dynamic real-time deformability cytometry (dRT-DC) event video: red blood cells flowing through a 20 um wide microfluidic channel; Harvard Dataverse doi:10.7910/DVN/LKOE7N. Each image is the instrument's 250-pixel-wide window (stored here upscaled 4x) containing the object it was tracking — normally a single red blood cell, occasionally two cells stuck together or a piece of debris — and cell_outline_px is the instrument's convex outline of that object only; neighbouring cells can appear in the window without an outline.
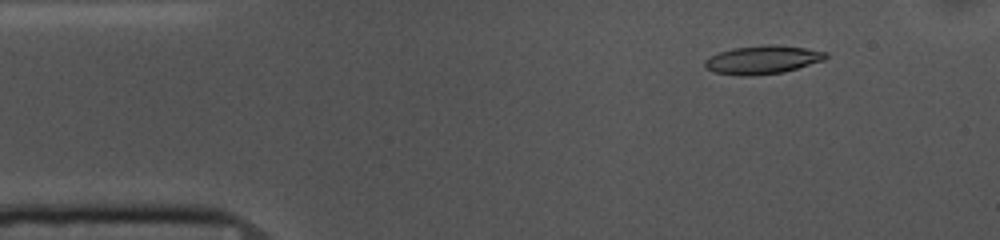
{"species": "common noctule bat (a hibernating species)", "species_latin": "Nyctalus noctula", "temperature_condition": "cold", "stored_images_in_passage": 53, "camera_frame_rate_fps": 3000, "um_per_image_px": 0.085, "animal": {"sex": "female", "body_mass_g": 10.0, "forearm_length_mm": 53.1}, "frame": {"image": 1, "passage_image": 6, "time_ms": 1.667, "image_size_px": [1000, 240], "cell_outline_px": [[828, 56], [824, 60], [784, 72], [744, 76], [716, 72], [704, 68], [704, 60], [720, 52], [732, 48], [764, 44], [772, 44], [804, 48], [828, 52]], "centroid_in_image_um": [64.82, 5.07], "position_along_channel_um": 20.2, "area_um2": 19.88}}
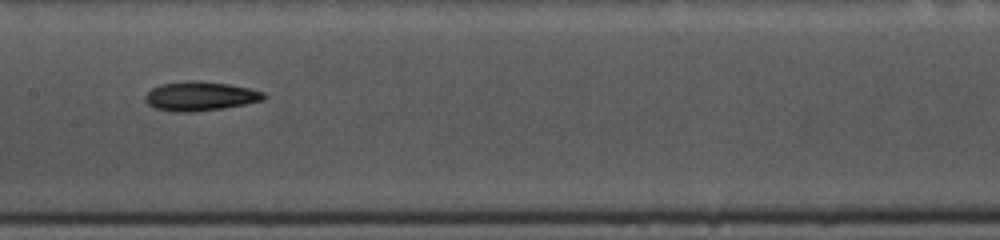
{"frame": {"image": 2, "passage_image": 25, "time_ms": 8.0, "image_size_px": [1000, 240], "cell_outline_px": [[268, 96], [264, 100], [224, 108], [192, 112], [176, 112], [152, 108], [144, 100], [144, 96], [152, 88], [160, 84], [188, 80], [200, 80], [228, 84], [248, 88], [264, 92]], "centroid_in_image_um": [16.99, 8.17], "position_along_channel_um": 190.4, "area_um2": 20.4}}
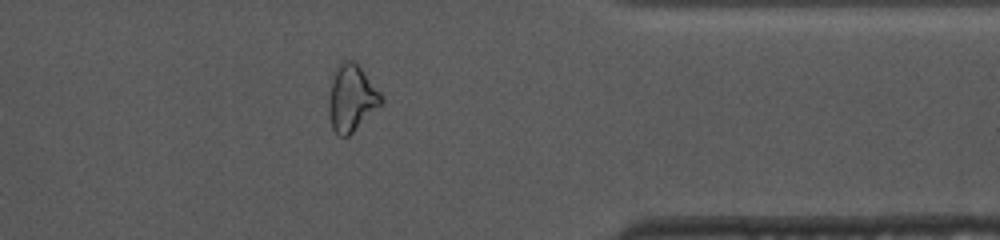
{"frame": {"image": 3, "passage_image": 42, "time_ms": 13.667, "image_size_px": [1000, 240], "cell_outline_px": [[384, 100], [348, 136], [336, 136], [332, 128], [328, 112], [328, 100], [332, 84], [336, 72], [340, 64], [344, 60], [356, 60], [384, 96]], "centroid_in_image_um": [29.89, 8.33], "position_along_channel_um": 381.5, "area_um2": 20.11}, "authors_computed_cell_mechanics": {"area_um2": 19.652, "velocity_mm_per_s": 3.6692, "shape_relaxation_time_tau1_ms": 4.3723, "shape_relaxation_time_tau2_ms": null, "deformation_change_tau1": 0.1425, "deformation_change_tau2": null}}